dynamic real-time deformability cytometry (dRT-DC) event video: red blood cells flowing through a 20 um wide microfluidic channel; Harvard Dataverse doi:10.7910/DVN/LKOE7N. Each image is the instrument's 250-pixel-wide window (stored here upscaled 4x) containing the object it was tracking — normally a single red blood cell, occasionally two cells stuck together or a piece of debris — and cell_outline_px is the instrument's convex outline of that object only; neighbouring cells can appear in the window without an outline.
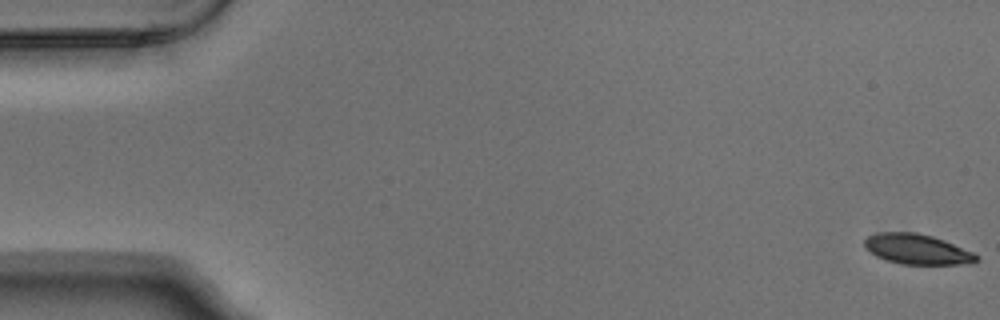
{"species": "Egyptian fruit bat (a non-hibernating species)", "species_latin": "Rousettus aegyptiacus", "temperature_condition": "warm", "stored_images_in_passage": 6, "camera_frame_rate_fps": 3000, "um_per_image_px": 0.085, "animal": {"sex": "male"}, "frame": {"image": 1, "passage_image": 1, "time_ms": 0.0, "image_size_px": [1000, 320], "cell_outline_px": [[980, 260], [972, 264], [900, 264], [876, 256], [864, 248], [864, 240], [868, 236], [876, 232], [916, 232], [932, 236], [944, 240], [972, 252], [980, 256]], "centroid_in_image_um": [77.96, 21.18], "position_along_channel_um": 7.0, "area_um2": 19.83}}
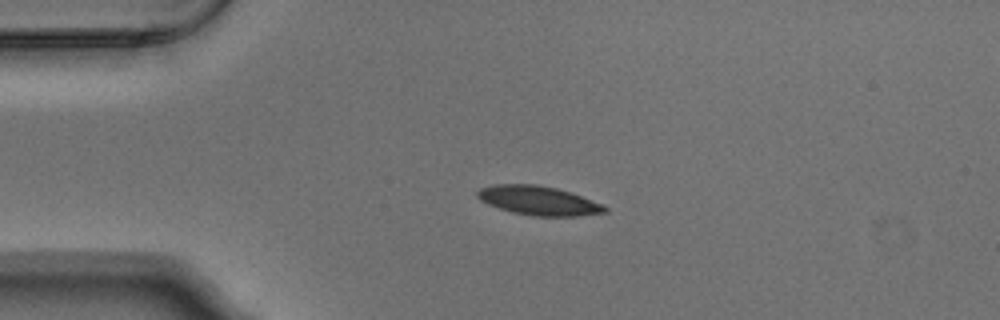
{"frame": {"image": 2, "passage_image": 4, "time_ms": 1.0, "image_size_px": [1000, 320], "cell_outline_px": [[608, 212], [576, 216], [532, 216], [512, 212], [488, 204], [480, 200], [476, 196], [476, 192], [480, 188], [496, 184], [536, 184], [556, 188], [604, 204], [608, 208]], "centroid_in_image_um": [45.77, 17.05], "position_along_channel_um": 39.2, "area_um2": 21.56}}
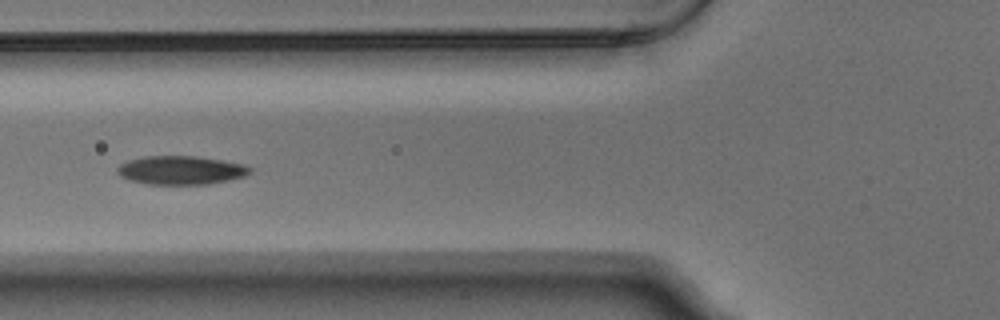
{"frame": {"image": 3, "passage_image": 6, "time_ms": 1.667, "image_size_px": [1000, 320], "cell_outline_px": [[252, 172], [248, 176], [208, 184], [148, 184], [128, 180], [120, 176], [116, 172], [116, 168], [120, 164], [128, 160], [144, 156], [196, 156], [224, 160], [244, 164], [252, 168]], "centroid_in_image_um": [15.39, 14.46], "position_along_channel_um": 110.4, "area_um2": 22.43}}